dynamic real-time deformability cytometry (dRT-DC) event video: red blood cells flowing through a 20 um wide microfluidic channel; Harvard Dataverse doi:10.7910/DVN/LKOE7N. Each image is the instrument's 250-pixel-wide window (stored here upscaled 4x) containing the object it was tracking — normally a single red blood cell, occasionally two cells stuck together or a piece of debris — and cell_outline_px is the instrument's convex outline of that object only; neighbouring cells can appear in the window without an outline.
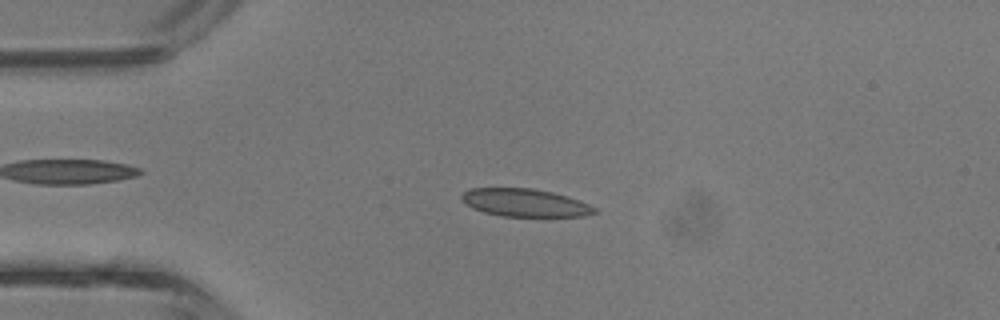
{"species": "common noctule bat (a hibernating species)", "species_latin": "Nyctalus noctula", "temperature_condition": "room temperature", "stored_images_in_passage": 41, "camera_frame_rate_fps": 3000, "um_per_image_px": 0.085, "animal": {"sex": "male", "body_mass_g": 13.3}, "frame": {"image": 1, "passage_image": 9, "time_ms": 2.667, "image_size_px": [1000, 320], "cell_outline_px": [[596, 212], [584, 216], [500, 216], [484, 212], [472, 208], [460, 200], [460, 196], [464, 192], [472, 188], [532, 188], [552, 192], [588, 204], [596, 208]], "centroid_in_image_um": [44.55, 17.23], "position_along_channel_um": 40.4, "area_um2": 21.33}}
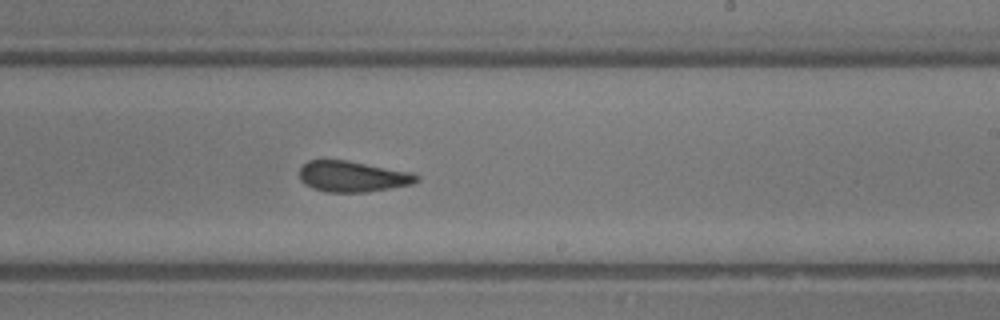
{"frame": {"image": 2, "passage_image": 24, "time_ms": 7.667, "image_size_px": [1000, 320], "cell_outline_px": [[420, 180], [412, 184], [364, 192], [328, 192], [312, 188], [304, 184], [300, 180], [300, 168], [308, 160], [344, 160], [412, 172], [420, 176]], "centroid_in_image_um": [29.97, 15.0], "position_along_channel_um": 259.0, "area_um2": 20.92}}
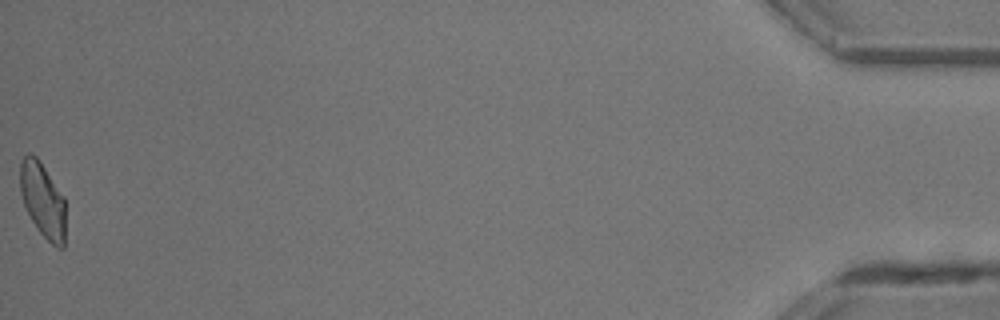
{"frame": {"image": 3, "passage_image": 41, "time_ms": 13.333, "image_size_px": [1000, 320], "cell_outline_px": [[64, 248], [56, 248], [36, 228], [24, 204], [20, 192], [20, 160], [28, 152], [32, 152], [40, 160], [64, 196]], "centroid_in_image_um": [3.62, 16.96], "position_along_channel_um": 431.6, "area_um2": 19.88}, "authors_computed_cell_mechanics": {"area_um2": 21.5016, "velocity_mm_per_s": 4.9022, "shape_relaxation_time_tau1_ms": 5.2112, "shape_relaxation_time_tau2_ms": 1.271, "deformation_change_tau1": 0.1318, "deformation_change_tau2": 0.0737}}